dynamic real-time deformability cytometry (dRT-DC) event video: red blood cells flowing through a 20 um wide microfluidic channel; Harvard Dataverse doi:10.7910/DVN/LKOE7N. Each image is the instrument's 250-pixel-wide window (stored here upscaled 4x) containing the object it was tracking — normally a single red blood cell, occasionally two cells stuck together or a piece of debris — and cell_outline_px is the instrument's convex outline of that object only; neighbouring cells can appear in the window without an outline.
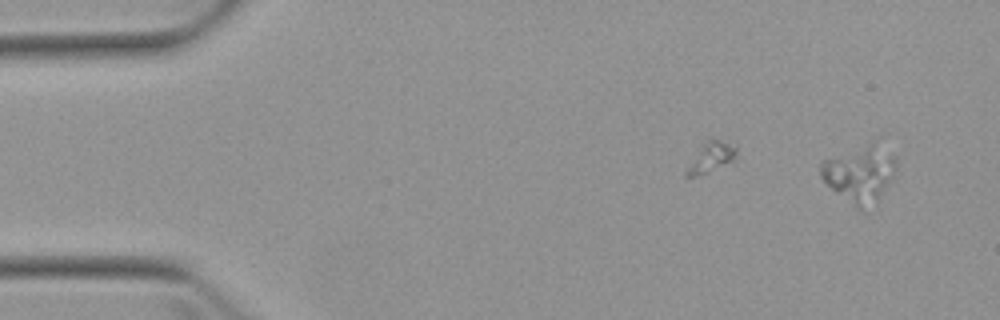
{"species": "Egyptian fruit bat (a non-hibernating species)", "species_latin": "Rousettus aegyptiacus", "temperature_condition": "warm", "stored_images_in_passage": 2, "camera_frame_rate_fps": 3000, "um_per_image_px": 0.085, "animal": {"sex": "female"}, "frame": {"image": 1, "passage_image": 2, "time_ms": 1.333, "image_size_px": [1000, 320], "cell_outline_px": [[896, 168], [892, 176], [880, 196], [864, 212], [860, 212], [836, 192], [820, 176], [820, 164], [824, 160], [872, 140], [896, 156]], "centroid_in_image_um": [73.09, 14.76], "position_along_channel_um": 11.9, "area_um2": 24.74}}